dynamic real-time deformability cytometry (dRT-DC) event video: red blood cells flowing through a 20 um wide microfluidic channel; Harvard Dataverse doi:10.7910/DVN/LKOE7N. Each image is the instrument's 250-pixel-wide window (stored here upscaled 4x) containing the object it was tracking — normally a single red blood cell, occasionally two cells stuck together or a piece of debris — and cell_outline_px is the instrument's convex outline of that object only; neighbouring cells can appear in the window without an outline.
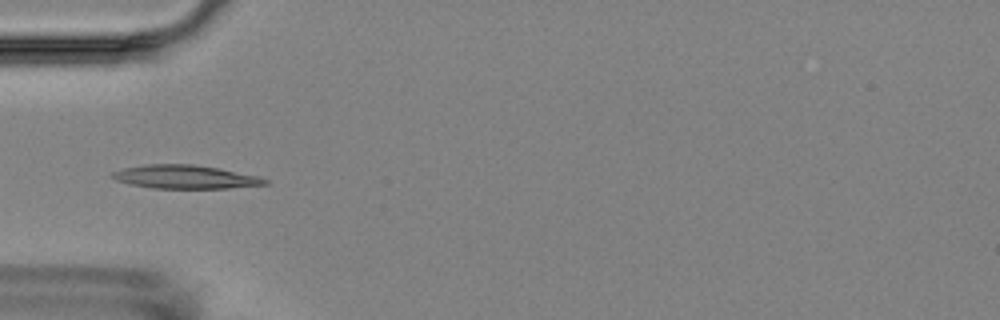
{"species": "Egyptian fruit bat (a non-hibernating species)", "species_latin": "Rousettus aegyptiacus", "temperature_condition": "room temperature", "stored_images_in_passage": 7, "camera_frame_rate_fps": 3000, "um_per_image_px": 0.085, "animal": {"sex": "female"}, "frame": {"image": 1, "passage_image": 5, "time_ms": 4.667, "image_size_px": [1000, 320], "cell_outline_px": [[268, 184], [228, 188], [152, 188], [128, 184], [116, 180], [112, 176], [112, 172], [124, 168], [144, 164], [192, 164], [220, 168], [260, 176], [268, 180]], "centroid_in_image_um": [15.75, 15.03], "position_along_channel_um": 69.2, "area_um2": 20.98}}
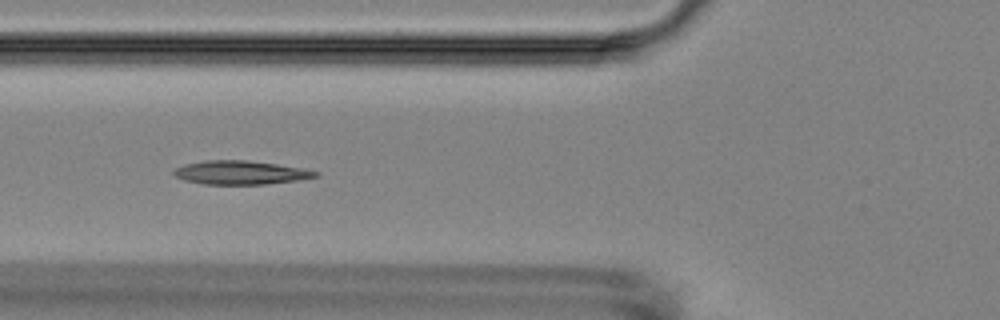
{"frame": {"image": 2, "passage_image": 6, "time_ms": 5.667, "image_size_px": [1000, 320], "cell_outline_px": [[320, 176], [300, 180], [264, 184], [200, 184], [184, 180], [176, 176], [172, 172], [176, 168], [188, 164], [204, 160], [248, 160], [276, 164], [300, 168], [320, 172]], "centroid_in_image_um": [20.47, 14.67], "position_along_channel_um": 105.3, "area_um2": 19.48}}